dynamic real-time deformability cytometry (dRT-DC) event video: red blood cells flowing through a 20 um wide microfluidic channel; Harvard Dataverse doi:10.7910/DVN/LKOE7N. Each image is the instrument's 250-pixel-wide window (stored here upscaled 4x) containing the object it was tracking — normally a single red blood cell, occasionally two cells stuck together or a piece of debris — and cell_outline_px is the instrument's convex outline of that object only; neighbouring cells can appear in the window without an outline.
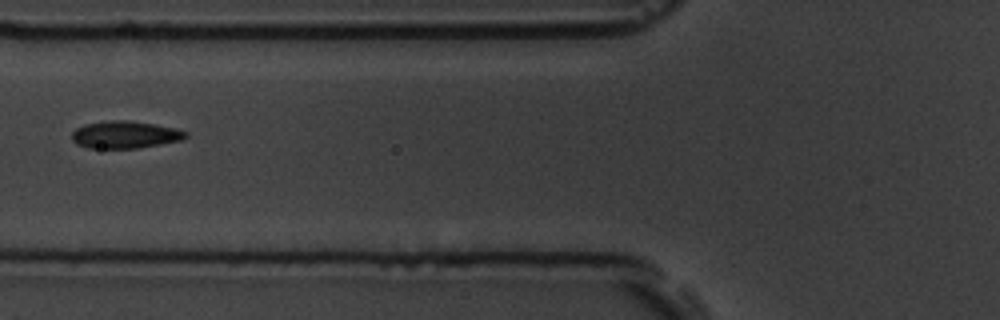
{"species": "common noctule bat (a hibernating species)", "species_latin": "Nyctalus noctula", "temperature_condition": "room temperature", "stored_images_in_passage": 10, "camera_frame_rate_fps": 3000, "um_per_image_px": 0.085, "animal": {"sex": "male", "body_mass_g": 19.5, "forearm_length_mm": 54.6}, "frame": {"image": 1, "passage_image": 6, "time_ms": 1.667, "image_size_px": [1000, 320], "cell_outline_px": [[188, 136], [180, 140], [160, 144], [136, 148], [88, 148], [76, 144], [72, 140], [72, 132], [76, 128], [84, 124], [108, 120], [128, 120], [156, 124], [176, 128], [188, 132]], "centroid_in_image_um": [10.61, 11.44], "position_along_channel_um": 115.2, "area_um2": 18.21}}
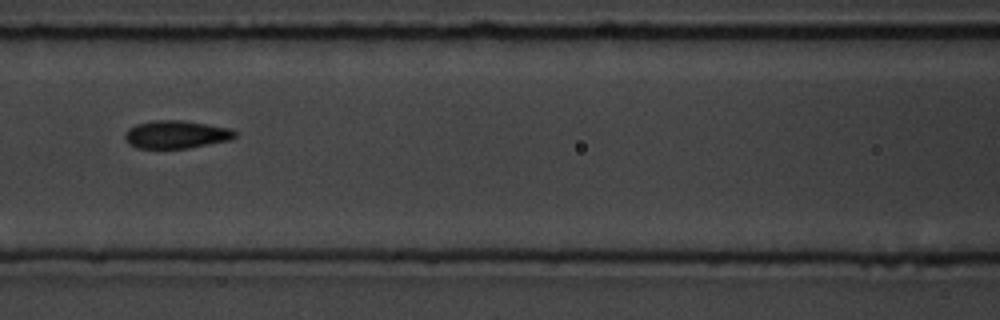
{"frame": {"image": 2, "passage_image": 7, "time_ms": 2.0, "image_size_px": [1000, 320], "cell_outline_px": [[236, 136], [232, 140], [188, 148], [136, 148], [128, 144], [124, 140], [124, 132], [128, 128], [136, 124], [156, 120], [184, 120], [228, 128], [236, 132]], "centroid_in_image_um": [14.94, 11.43], "position_along_channel_um": 151.7, "area_um2": 18.03}}